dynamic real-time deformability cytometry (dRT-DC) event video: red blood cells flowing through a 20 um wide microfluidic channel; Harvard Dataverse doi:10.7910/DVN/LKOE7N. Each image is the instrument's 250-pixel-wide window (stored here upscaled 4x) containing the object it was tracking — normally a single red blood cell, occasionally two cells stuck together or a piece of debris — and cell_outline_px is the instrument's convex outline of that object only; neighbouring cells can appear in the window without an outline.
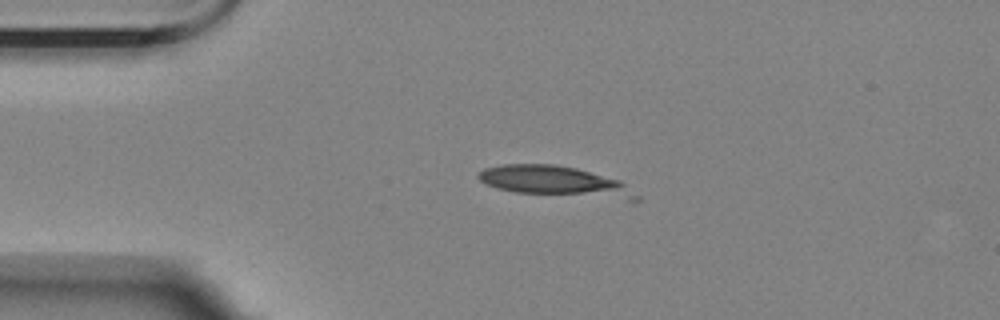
{"species": "Egyptian fruit bat (a non-hibernating species)", "species_latin": "Rousettus aegyptiacus", "temperature_condition": "room temperature", "stored_images_in_passage": 3, "camera_frame_rate_fps": 3000, "um_per_image_px": 0.085, "animal": {"sex": "female"}, "frame": {"image": 1, "passage_image": 1, "time_ms": 0.0, "image_size_px": [1000, 320], "cell_outline_px": [[640, 200], [628, 200], [516, 192], [496, 188], [480, 180], [476, 176], [484, 168], [504, 164], [556, 164], [576, 168], [620, 180], [640, 196]], "centroid_in_image_um": [47.22, 15.42], "position_along_channel_um": 37.8, "area_um2": 27.8}}